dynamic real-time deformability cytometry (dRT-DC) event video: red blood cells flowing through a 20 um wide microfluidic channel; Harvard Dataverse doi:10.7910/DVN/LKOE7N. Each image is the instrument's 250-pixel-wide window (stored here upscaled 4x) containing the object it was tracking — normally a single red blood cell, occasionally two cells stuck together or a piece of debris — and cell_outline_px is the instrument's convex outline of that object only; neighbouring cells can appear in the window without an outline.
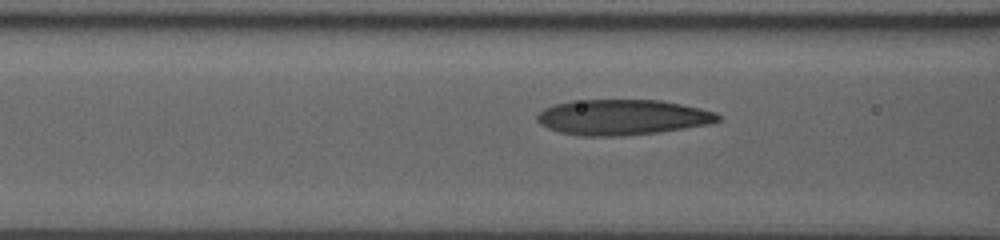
{"species": "human", "species_latin": "Homo sapiens", "temperature_condition": "room temperature", "stored_images_in_passage": 43, "camera_frame_rate_fps": 3000, "um_per_image_px": 0.085, "donor": {"sex": "male"}, "frame": {"image": 1, "passage_image": 21, "time_ms": 6.667, "image_size_px": [1000, 240], "cell_outline_px": [[720, 120], [712, 124], [660, 132], [620, 136], [580, 136], [560, 132], [548, 128], [540, 124], [536, 120], [536, 116], [544, 108], [556, 104], [572, 100], [660, 100], [700, 108], [716, 112], [720, 116]], "centroid_in_image_um": [52.91, 9.97], "position_along_channel_um": 113.7, "area_um2": 37.51}}
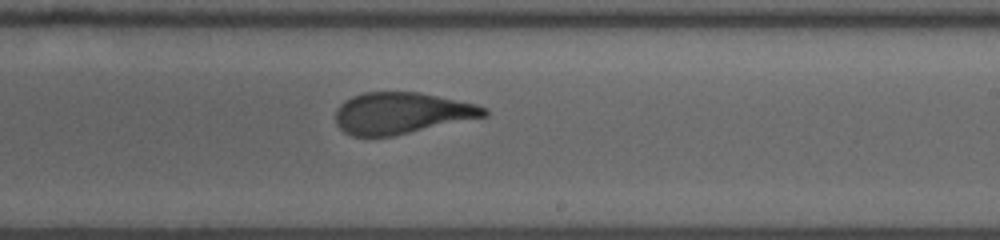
{"frame": {"image": 2, "passage_image": 32, "time_ms": 10.333, "image_size_px": [1000, 240], "cell_outline_px": [[488, 116], [392, 136], [352, 136], [344, 132], [336, 124], [336, 108], [344, 100], [352, 96], [364, 92], [420, 92], [476, 104], [488, 108]], "centroid_in_image_um": [34.13, 9.61], "position_along_channel_um": 254.9, "area_um2": 35.95}}
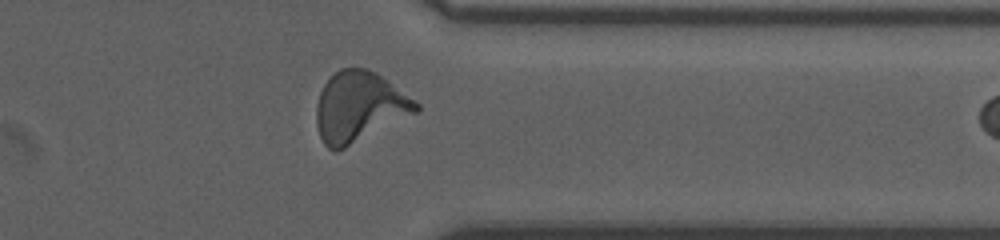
{"frame": {"image": 3, "passage_image": 42, "time_ms": 13.667, "image_size_px": [1000, 240], "cell_outline_px": [[420, 108], [416, 112], [336, 152], [328, 148], [324, 144], [320, 136], [316, 124], [316, 104], [320, 92], [324, 84], [340, 68], [368, 68], [376, 72], [388, 80], [420, 104]], "centroid_in_image_um": [30.51, 9.07], "position_along_channel_um": 380.9, "area_um2": 40.34}}